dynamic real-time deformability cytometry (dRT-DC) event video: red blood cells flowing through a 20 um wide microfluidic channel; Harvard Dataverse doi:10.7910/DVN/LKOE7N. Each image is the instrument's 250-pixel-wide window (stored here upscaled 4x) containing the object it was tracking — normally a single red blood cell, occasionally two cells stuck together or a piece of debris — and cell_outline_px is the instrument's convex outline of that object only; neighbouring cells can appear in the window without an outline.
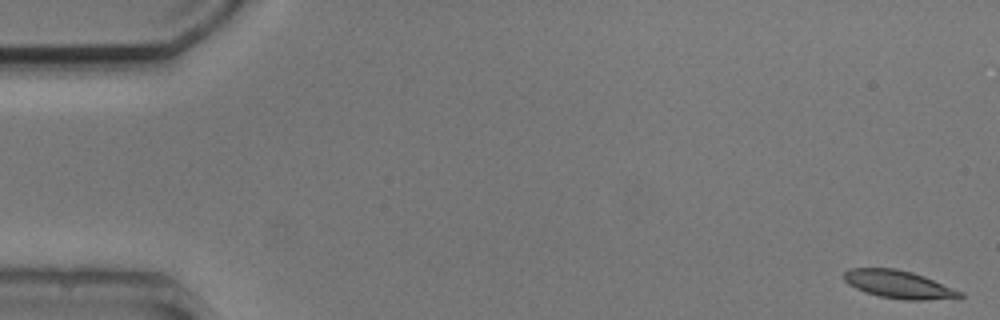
{"species": "common noctule bat (a hibernating species)", "species_latin": "Nyctalus noctula", "temperature_condition": "cold", "stored_images_in_passage": 8, "camera_frame_rate_fps": 3000, "um_per_image_px": 0.085, "animal": {"sex": "male", "body_mass_g": 20.5, "forearm_length_mm": 52.5}, "frame": {"image": 1, "passage_image": 1, "time_ms": 0.0, "image_size_px": [1000, 320], "cell_outline_px": [[964, 296], [924, 300], [904, 300], [880, 296], [856, 288], [848, 284], [844, 280], [844, 272], [848, 268], [896, 268], [912, 272], [924, 276], [964, 292]], "centroid_in_image_um": [76.38, 24.16], "position_along_channel_um": 8.6, "area_um2": 18.67}}